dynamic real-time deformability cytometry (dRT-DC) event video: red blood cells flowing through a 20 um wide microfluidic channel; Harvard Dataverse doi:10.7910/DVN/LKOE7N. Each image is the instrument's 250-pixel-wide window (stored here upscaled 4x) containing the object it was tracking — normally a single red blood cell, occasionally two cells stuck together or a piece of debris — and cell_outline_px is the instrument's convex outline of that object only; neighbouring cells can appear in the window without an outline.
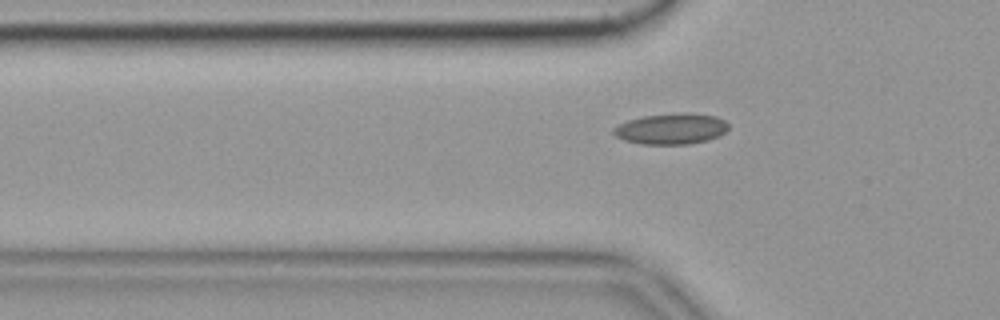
{"species": "common noctule bat (a hibernating species)", "species_latin": "Nyctalus noctula", "temperature_condition": "cold", "stored_images_in_passage": 54, "camera_frame_rate_fps": 3000, "um_per_image_px": 0.085, "animal": {"sex": "female", "body_mass_g": 19.9}, "frame": {"image": 1, "passage_image": 16, "time_ms": 5.0, "image_size_px": [1000, 320], "cell_outline_px": [[728, 128], [720, 136], [708, 140], [688, 144], [640, 144], [624, 140], [616, 136], [612, 132], [612, 128], [628, 120], [644, 116], [680, 112], [692, 112], [716, 116], [724, 120], [728, 124]], "centroid_in_image_um": [57.07, 10.94], "position_along_channel_um": 68.7, "area_um2": 20.87}, "authors_computed_cell_mechanics": {"area_um2": 19.4786, "velocity_mm_per_s": 3.5379, "shape_relaxation_time_tau1_ms": null, "shape_relaxation_time_tau2_ms": 3.8574, "deformation_change_tau1": null, "deformation_change_tau2": 0.0765}}